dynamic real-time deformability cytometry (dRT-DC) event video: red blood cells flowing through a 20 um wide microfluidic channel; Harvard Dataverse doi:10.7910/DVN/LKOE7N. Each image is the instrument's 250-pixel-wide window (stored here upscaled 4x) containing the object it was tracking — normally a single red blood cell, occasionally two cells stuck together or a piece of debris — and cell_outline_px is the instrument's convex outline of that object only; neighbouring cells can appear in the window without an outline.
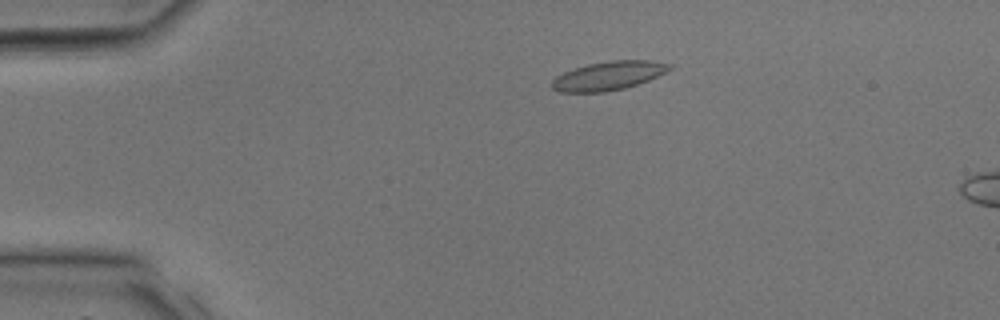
{"species": "common noctule bat (a hibernating species)", "species_latin": "Nyctalus noctula", "temperature_condition": "room temperature", "stored_images_in_passage": 28, "camera_frame_rate_fps": 3000, "um_per_image_px": 0.085, "animal": {"sex": "male", "body_mass_g": 17.9, "forearm_length_mm": 54.2}, "frame": {"image": 1, "passage_image": 1, "time_ms": 0.0, "image_size_px": [1000, 320], "cell_outline_px": [[672, 68], [648, 80], [624, 88], [604, 92], [560, 92], [552, 88], [552, 80], [556, 76], [564, 72], [588, 64], [612, 60], [652, 60], [672, 64]], "centroid_in_image_um": [51.72, 6.43], "position_along_channel_um": 33.3, "area_um2": 19.48}}
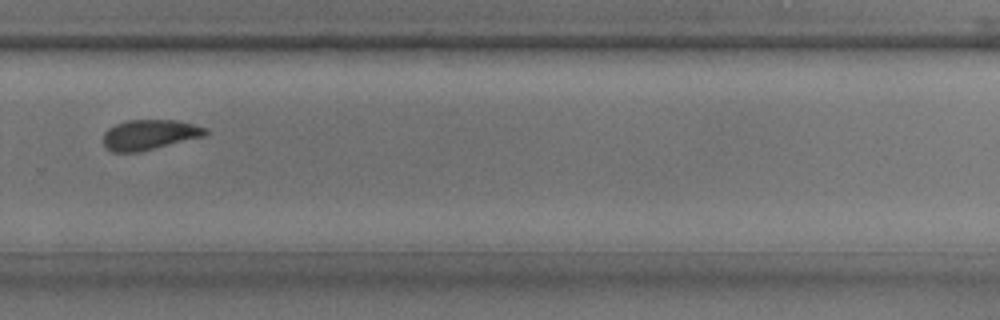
{"frame": {"image": 2, "passage_image": 18, "time_ms": 5.667, "image_size_px": [1000, 320], "cell_outline_px": [[208, 132], [204, 136], [136, 152], [112, 152], [104, 144], [104, 132], [108, 128], [116, 124], [128, 120], [176, 120], [208, 128]], "centroid_in_image_um": [12.7, 11.43], "position_along_channel_um": 317.1, "area_um2": 17.63}}
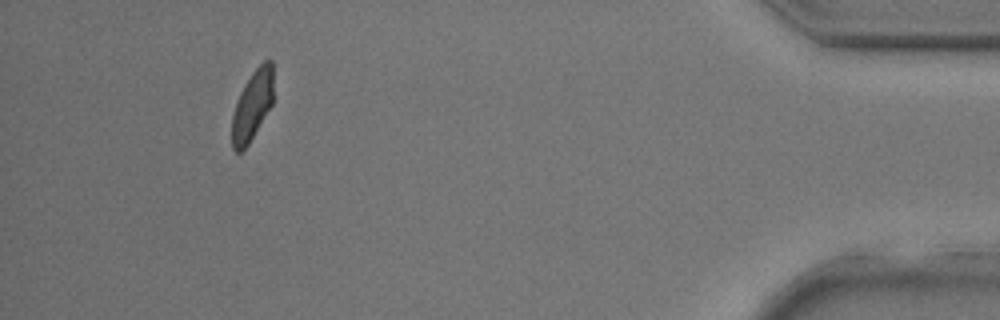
{"frame": {"image": 3, "passage_image": 26, "time_ms": 8.333, "image_size_px": [1000, 320], "cell_outline_px": [[272, 104], [248, 144], [240, 152], [236, 152], [232, 148], [232, 116], [240, 92], [244, 84], [252, 72], [264, 60], [272, 60]], "centroid_in_image_um": [21.43, 8.95], "position_along_channel_um": 413.8, "area_um2": 16.53}}